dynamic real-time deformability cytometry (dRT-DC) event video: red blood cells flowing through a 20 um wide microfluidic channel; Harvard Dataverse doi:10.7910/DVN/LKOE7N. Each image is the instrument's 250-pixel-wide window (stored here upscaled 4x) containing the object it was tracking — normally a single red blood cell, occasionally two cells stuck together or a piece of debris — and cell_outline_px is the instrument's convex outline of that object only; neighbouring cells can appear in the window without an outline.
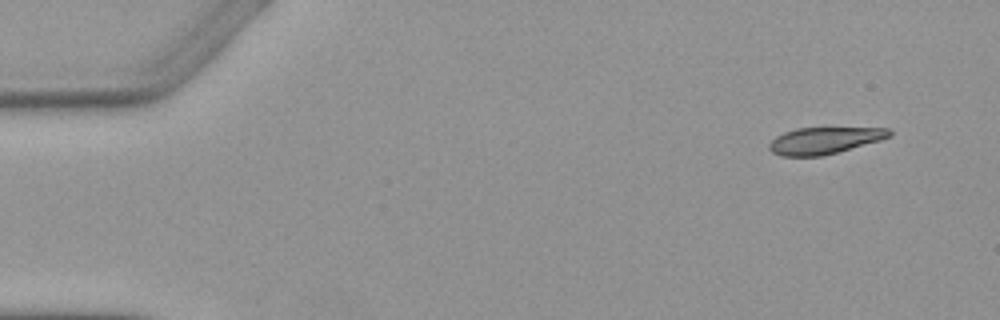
{"species": "Egyptian fruit bat (a non-hibernating species)", "species_latin": "Rousettus aegyptiacus", "temperature_condition": "warm", "stored_images_in_passage": 4, "camera_frame_rate_fps": 3000, "um_per_image_px": 0.085, "animal": {"sex": "female"}, "frame": {"image": 1, "passage_image": 1, "time_ms": 0.0, "image_size_px": [1000, 320], "cell_outline_px": [[892, 136], [880, 140], [836, 152], [820, 156], [780, 156], [772, 152], [768, 148], [768, 144], [776, 136], [784, 132], [796, 128], [888, 128], [892, 132]], "centroid_in_image_um": [70.04, 11.94], "position_along_channel_um": 15.0, "area_um2": 18.55}}
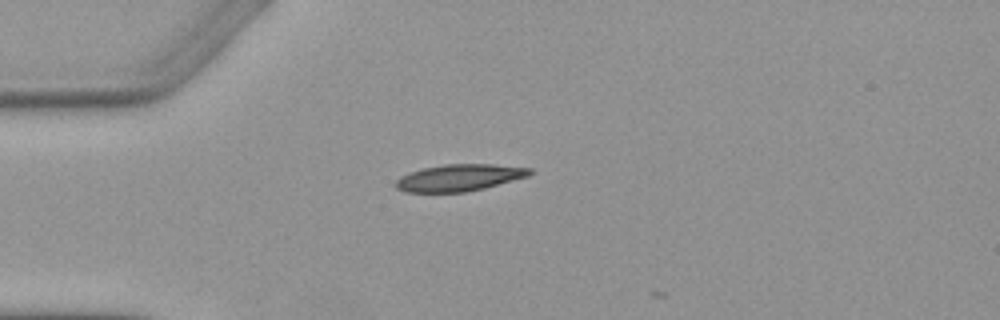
{"frame": {"image": 2, "passage_image": 3, "time_ms": 3.333, "image_size_px": [1000, 320], "cell_outline_px": [[532, 172], [528, 176], [484, 188], [464, 192], [404, 192], [396, 188], [396, 180], [400, 176], [424, 168], [444, 164], [492, 164], [532, 168]], "centroid_in_image_um": [39.04, 15.1], "position_along_channel_um": 46.0, "area_um2": 20.75}}